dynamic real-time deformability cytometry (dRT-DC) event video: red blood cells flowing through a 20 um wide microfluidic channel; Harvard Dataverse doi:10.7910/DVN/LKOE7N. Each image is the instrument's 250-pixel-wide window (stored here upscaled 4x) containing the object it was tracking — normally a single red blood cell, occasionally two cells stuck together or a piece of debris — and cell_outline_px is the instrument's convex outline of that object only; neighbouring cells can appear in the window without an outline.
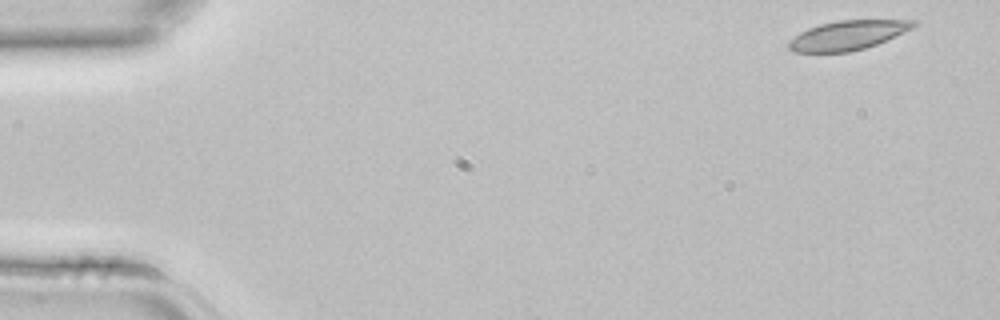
{"species": "common noctule bat (a hibernating species)", "species_latin": "Nyctalus noctula", "temperature_condition": "room temperature", "stored_images_in_passage": 2, "camera_frame_rate_fps": 3000, "um_per_image_px": 0.085, "animal": {"sex": "female", "body_mass_g": 22.7, "forearm_length_mm": 54.2}, "frame": {"image": 1, "passage_image": 1, "time_ms": 0.0, "image_size_px": [1000, 320], "cell_outline_px": [[920, 24], [912, 28], [876, 44], [864, 48], [848, 52], [792, 52], [788, 48], [788, 40], [800, 32], [808, 28], [820, 24], [836, 20], [920, 20]], "centroid_in_image_um": [72.04, 2.99], "position_along_channel_um": 13.0, "area_um2": 21.33}}